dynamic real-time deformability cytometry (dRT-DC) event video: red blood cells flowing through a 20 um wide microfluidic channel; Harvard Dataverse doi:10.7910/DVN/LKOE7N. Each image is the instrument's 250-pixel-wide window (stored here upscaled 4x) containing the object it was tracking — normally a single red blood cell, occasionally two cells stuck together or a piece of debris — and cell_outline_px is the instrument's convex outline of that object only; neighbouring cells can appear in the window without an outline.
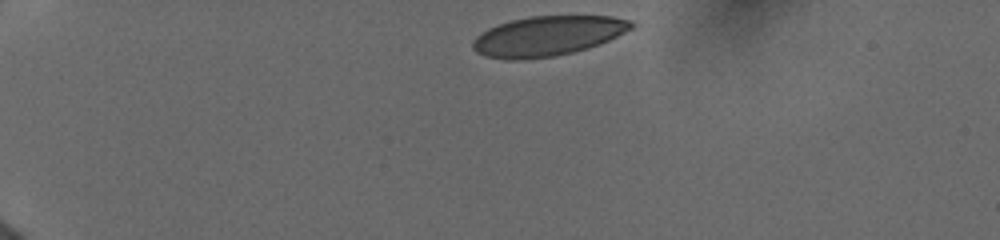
{"species": "human", "species_latin": "Homo sapiens", "temperature_condition": "cold", "stored_images_in_passage": 5, "camera_frame_rate_fps": 3000, "um_per_image_px": 0.085, "donor": {"sex": "female"}, "frame": {"image": 1, "passage_image": 1, "time_ms": 0.0, "image_size_px": [1000, 240], "cell_outline_px": [[636, 24], [632, 28], [600, 44], [588, 48], [556, 56], [524, 60], [508, 60], [484, 56], [476, 52], [472, 48], [472, 40], [480, 32], [496, 24], [528, 16], [612, 16], [632, 20]], "centroid_in_image_um": [46.51, 3.06], "position_along_channel_um": 38.5, "area_um2": 37.17}}
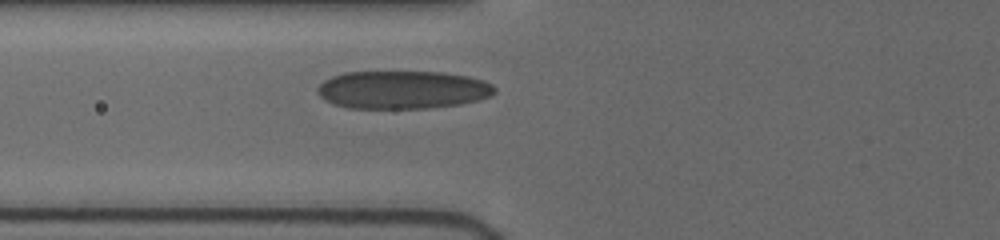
{"frame": {"image": 2, "passage_image": 5, "time_ms": 3.333, "image_size_px": [1000, 240], "cell_outline_px": [[496, 92], [492, 96], [460, 104], [428, 108], [348, 108], [332, 104], [324, 100], [316, 92], [316, 88], [324, 80], [332, 76], [344, 72], [444, 72], [468, 76], [484, 80], [492, 84], [496, 88]], "centroid_in_image_um": [34.21, 7.63], "position_along_channel_um": 91.6, "area_um2": 39.59}}